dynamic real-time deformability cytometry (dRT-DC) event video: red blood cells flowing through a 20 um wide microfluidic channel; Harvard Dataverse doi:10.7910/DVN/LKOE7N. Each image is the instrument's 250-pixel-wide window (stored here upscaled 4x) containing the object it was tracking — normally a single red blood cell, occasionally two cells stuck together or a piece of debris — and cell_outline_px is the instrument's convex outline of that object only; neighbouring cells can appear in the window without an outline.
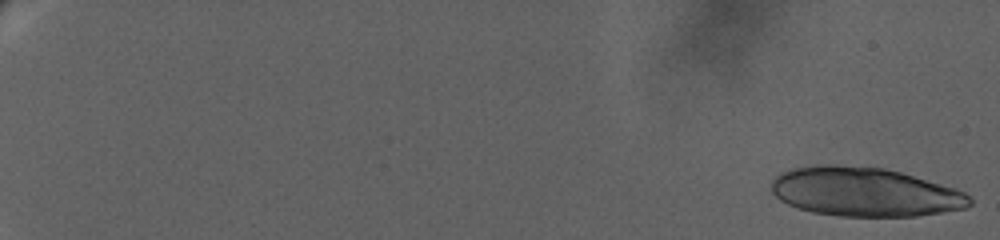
{"species": "human", "species_latin": "Homo sapiens", "temperature_condition": "warm", "stored_images_in_passage": 59, "segment_of_instrument_passage": [1, 2], "camera_frame_rate_fps": 3000, "um_per_image_px": 0.085, "donor": {"sex": "female"}, "frame": {"image": 1, "passage_image": 1, "time_ms": 0.0, "image_size_px": [1000, 240], "cell_outline_px": [[972, 204], [964, 208], [916, 216], [840, 216], [812, 212], [788, 204], [780, 200], [772, 192], [772, 180], [776, 176], [792, 168], [816, 164], [836, 164], [884, 168], [900, 172], [956, 188], [964, 192], [972, 200]], "centroid_in_image_um": [73.48, 16.3], "position_along_channel_um": 11.5, "area_um2": 56.53}}
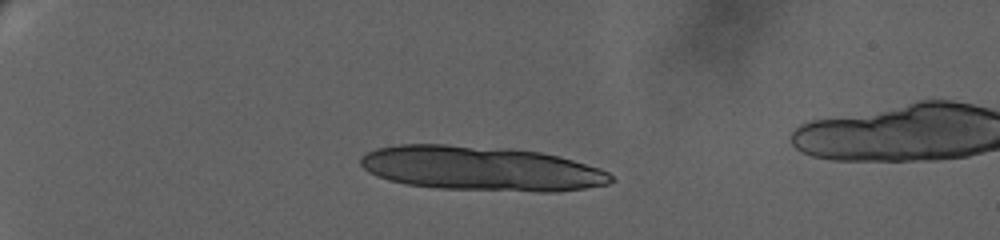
{"frame": {"image": 2, "passage_image": 17, "time_ms": 6.333, "image_size_px": [1000, 240], "cell_outline_px": [[616, 180], [608, 184], [584, 188], [556, 192], [540, 192], [436, 188], [408, 184], [388, 180], [376, 176], [368, 172], [360, 164], [360, 156], [376, 148], [400, 144], [444, 144], [512, 148], [540, 152], [560, 156], [600, 168], [608, 172]], "centroid_in_image_um": [40.9, 14.32], "position_along_channel_um": 44.1, "area_um2": 65.49}}